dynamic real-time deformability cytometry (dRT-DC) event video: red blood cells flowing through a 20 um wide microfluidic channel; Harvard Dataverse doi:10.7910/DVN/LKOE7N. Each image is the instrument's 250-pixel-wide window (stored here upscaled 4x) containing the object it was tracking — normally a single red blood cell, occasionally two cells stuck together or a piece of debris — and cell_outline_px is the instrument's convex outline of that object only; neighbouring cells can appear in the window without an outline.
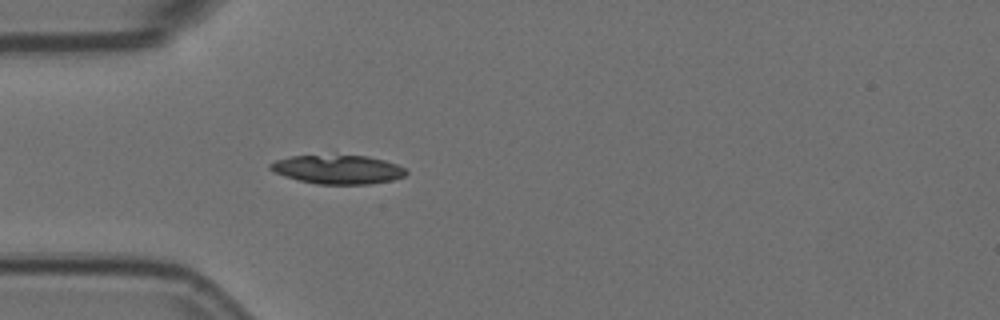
{"species": "Egyptian fruit bat (a non-hibernating species)", "species_latin": "Rousettus aegyptiacus", "temperature_condition": "room temperature", "stored_images_in_passage": 4, "camera_frame_rate_fps": 3000, "um_per_image_px": 0.085, "animal": {"sex": "female"}, "frame": {"image": 1, "passage_image": 4, "time_ms": 1.0, "image_size_px": [1000, 320], "cell_outline_px": [[408, 172], [404, 176], [392, 180], [368, 184], [316, 184], [284, 176], [268, 168], [268, 164], [276, 160], [292, 156], [368, 156], [384, 160], [396, 164], [404, 168]], "centroid_in_image_um": [28.71, 14.41], "position_along_channel_um": 56.3, "area_um2": 22.54}}